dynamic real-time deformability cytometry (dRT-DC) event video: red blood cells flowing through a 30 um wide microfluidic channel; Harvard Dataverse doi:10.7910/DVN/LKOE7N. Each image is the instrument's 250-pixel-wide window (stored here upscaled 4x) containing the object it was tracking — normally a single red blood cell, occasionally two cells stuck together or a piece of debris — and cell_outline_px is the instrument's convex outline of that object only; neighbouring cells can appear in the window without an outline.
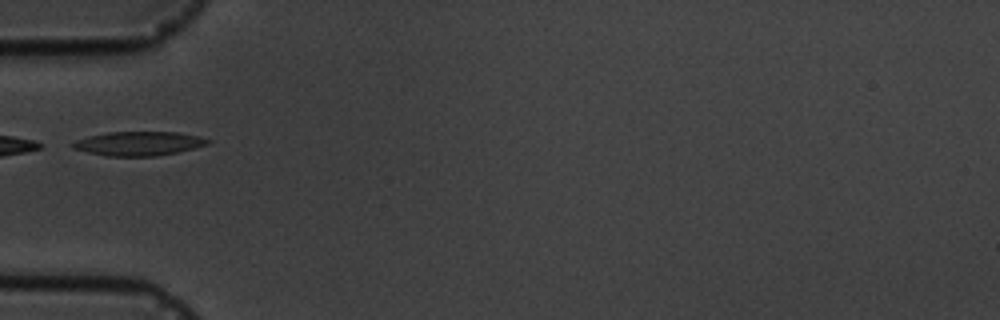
{"species": "common noctule bat (a hibernating species)", "species_latin": "Nyctalus noctula", "temperature_condition": "cold", "stored_images_in_passage": 2, "camera_frame_rate_fps": 3000, "um_per_image_px": 0.085, "animal": {"sex": "male", "body_mass_g": 19.5, "forearm_length_mm": 54.6}, "frame": {"image": 1, "passage_image": 2, "time_ms": 1.0, "image_size_px": [1000, 320], "cell_outline_px": [[212, 140], [208, 144], [176, 152], [156, 156], [104, 156], [72, 148], [72, 144], [76, 140], [88, 136], [108, 132], [176, 132], [200, 136]], "centroid_in_image_um": [11.78, 12.2], "position_along_channel_um": 73.2, "area_um2": 18.84}}